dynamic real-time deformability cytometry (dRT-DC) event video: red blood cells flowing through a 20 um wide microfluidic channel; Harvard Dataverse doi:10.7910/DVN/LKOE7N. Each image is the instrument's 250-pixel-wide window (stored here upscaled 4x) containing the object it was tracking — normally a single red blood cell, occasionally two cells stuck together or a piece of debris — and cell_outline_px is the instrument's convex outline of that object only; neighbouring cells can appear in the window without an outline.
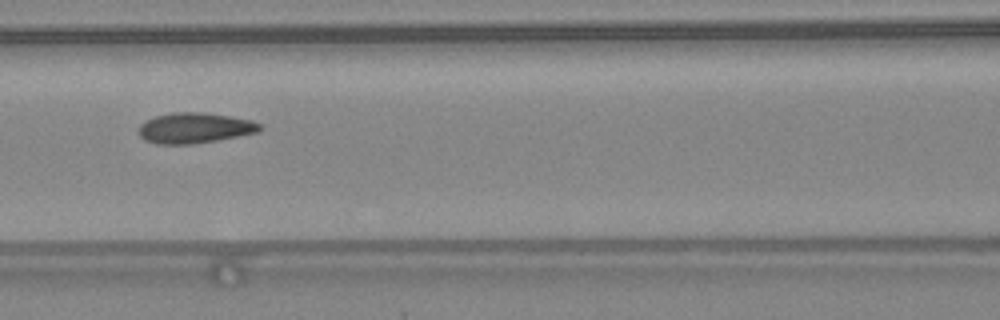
{"species": "common noctule bat (a hibernating species)", "species_latin": "Nyctalus noctula", "temperature_condition": "warm", "stored_images_in_passage": 38, "camera_frame_rate_fps": 3000, "um_per_image_px": 0.085, "animal": {"sex": "female", "body_mass_g": 24.6, "forearm_length_mm": 56.2}, "frame": {"image": 1, "passage_image": 12, "time_ms": 3.667, "image_size_px": [1000, 320], "cell_outline_px": [[264, 128], [256, 132], [216, 140], [188, 144], [156, 144], [144, 140], [140, 136], [140, 124], [144, 120], [156, 116], [172, 112], [200, 112], [228, 116], [252, 120], [260, 124]], "centroid_in_image_um": [16.51, 10.87], "position_along_channel_um": 150.1, "area_um2": 21.33}, "authors_computed_cell_mechanics": {"area_um2": 21.2126, "velocity_mm_per_s": 4.3569, "shape_relaxation_time_tau1_ms": 7.4126, "shape_relaxation_time_tau2_ms": 0.984, "deformation_change_tau1": 0.1737, "deformation_change_tau2": 0.0741}}